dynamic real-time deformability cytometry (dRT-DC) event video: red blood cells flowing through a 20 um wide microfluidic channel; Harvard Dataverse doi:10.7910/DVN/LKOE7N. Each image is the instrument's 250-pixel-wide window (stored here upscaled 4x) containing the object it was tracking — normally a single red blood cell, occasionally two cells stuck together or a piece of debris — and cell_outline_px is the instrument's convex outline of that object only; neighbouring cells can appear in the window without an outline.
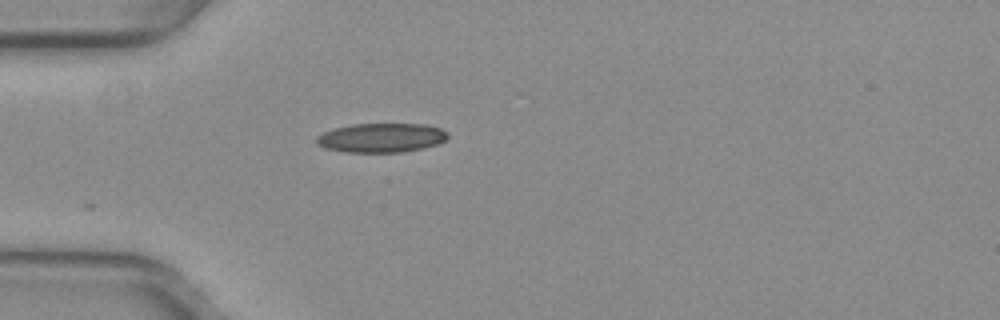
{"species": "common noctule bat (a hibernating species)", "species_latin": "Nyctalus noctula", "temperature_condition": "warm", "stored_images_in_passage": 6, "camera_frame_rate_fps": 3000, "um_per_image_px": 0.085, "animal": {"sex": "female", "body_mass_g": 29.2, "forearm_length_mm": 56.3}, "frame": {"image": 1, "passage_image": 1, "time_ms": 0.0, "image_size_px": [1000, 320], "cell_outline_px": [[448, 136], [444, 140], [436, 144], [420, 148], [400, 152], [348, 152], [324, 148], [316, 144], [316, 136], [332, 128], [352, 124], [424, 124], [440, 128], [448, 132]], "centroid_in_image_um": [32.36, 11.7], "position_along_channel_um": 52.6, "area_um2": 22.25}}
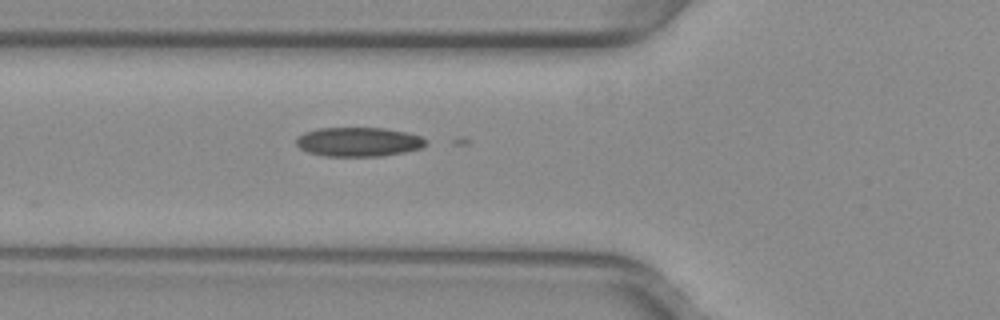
{"frame": {"image": 2, "passage_image": 5, "time_ms": 1.333, "image_size_px": [1000, 320], "cell_outline_px": [[428, 144], [420, 148], [404, 152], [380, 156], [324, 156], [308, 152], [300, 148], [296, 144], [296, 136], [304, 132], [320, 128], [384, 128], [404, 132], [420, 136], [428, 140]], "centroid_in_image_um": [30.46, 12.06], "position_along_channel_um": 95.3, "area_um2": 22.08}}